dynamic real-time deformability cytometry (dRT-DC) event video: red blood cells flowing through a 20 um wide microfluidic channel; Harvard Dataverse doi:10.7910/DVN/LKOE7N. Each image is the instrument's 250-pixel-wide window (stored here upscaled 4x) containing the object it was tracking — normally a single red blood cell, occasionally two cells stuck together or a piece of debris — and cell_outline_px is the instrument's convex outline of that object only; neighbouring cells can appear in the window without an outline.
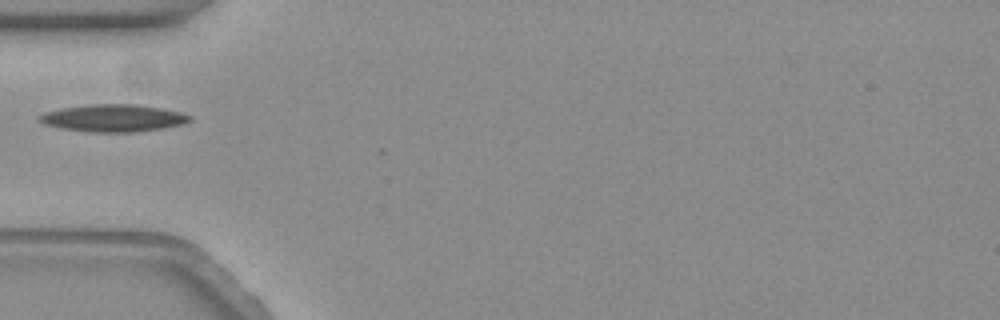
{"species": "common noctule bat (a hibernating species)", "species_latin": "Nyctalus noctula", "temperature_condition": "warm", "stored_images_in_passage": 41, "camera_frame_rate_fps": 3000, "um_per_image_px": 0.085, "animal": {"sex": "female", "body_mass_g": 19.3, "forearm_length_mm": 54.1}, "frame": {"image": 1, "passage_image": 1, "time_ms": 0.0, "image_size_px": [1000, 320], "cell_outline_px": [[192, 120], [184, 124], [164, 128], [132, 132], [88, 132], [60, 128], [44, 124], [36, 120], [36, 116], [44, 112], [60, 108], [88, 104], [136, 104], [160, 108], [180, 112], [192, 116]], "centroid_in_image_um": [9.58, 10.03], "position_along_channel_um": 75.4, "area_um2": 24.22}}
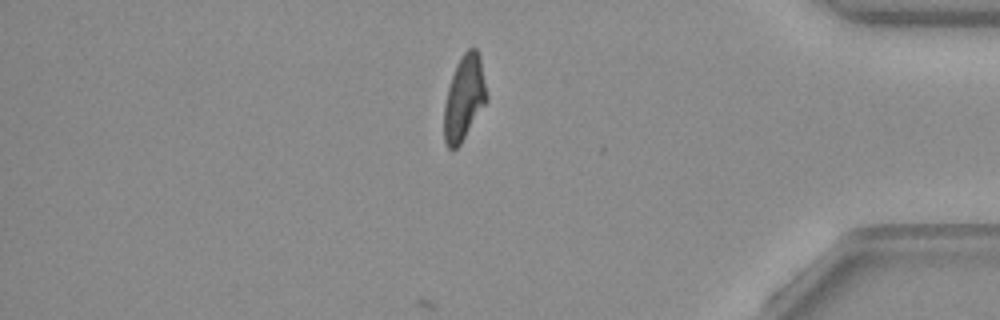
{"frame": {"image": 2, "passage_image": 32, "time_ms": 10.333, "image_size_px": [1000, 320], "cell_outline_px": [[488, 100], [460, 144], [456, 148], [448, 148], [444, 140], [444, 104], [448, 88], [456, 64], [460, 56], [468, 48], [476, 48], [480, 56], [488, 96]], "centroid_in_image_um": [39.46, 8.3], "position_along_channel_um": 395.7, "area_um2": 21.04}}
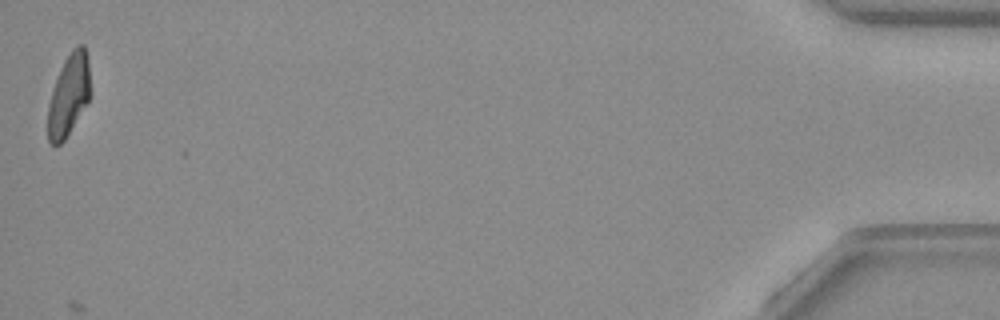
{"frame": {"image": 3, "passage_image": 41, "time_ms": 13.333, "image_size_px": [1000, 320], "cell_outline_px": [[92, 96], [64, 140], [60, 144], [52, 144], [48, 140], [48, 104], [60, 68], [64, 60], [72, 48], [76, 44], [84, 44], [88, 60], [92, 92]], "centroid_in_image_um": [5.88, 8.03], "position_along_channel_um": 429.3, "area_um2": 20.4}}